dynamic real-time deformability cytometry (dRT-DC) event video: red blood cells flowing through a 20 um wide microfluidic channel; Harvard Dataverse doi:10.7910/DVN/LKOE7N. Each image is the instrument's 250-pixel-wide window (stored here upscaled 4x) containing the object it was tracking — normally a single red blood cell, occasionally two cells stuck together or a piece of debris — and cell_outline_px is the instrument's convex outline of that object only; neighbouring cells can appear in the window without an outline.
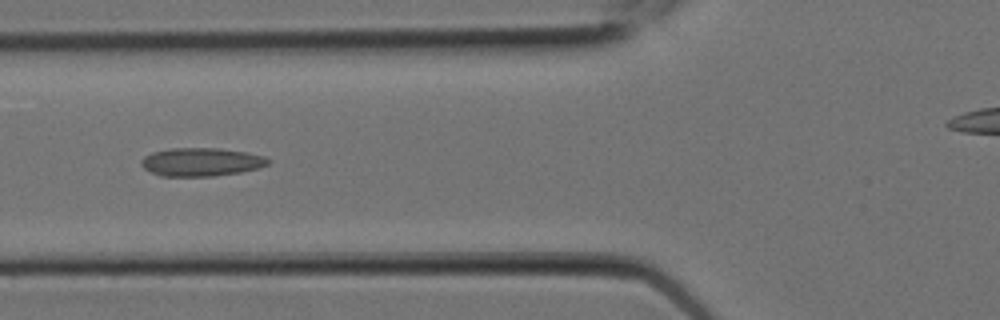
{"species": "Egyptian fruit bat (a non-hibernating species)", "species_latin": "Rousettus aegyptiacus", "temperature_condition": "room temperature", "stored_images_in_passage": 8, "camera_frame_rate_fps": 3000, "um_per_image_px": 0.085, "animal": {"sex": "female"}, "frame": {"image": 1, "passage_image": 6, "time_ms": 1.667, "image_size_px": [1000, 320], "cell_outline_px": [[272, 160], [268, 164], [260, 168], [240, 172], [212, 176], [160, 176], [144, 168], [140, 164], [140, 160], [144, 156], [152, 152], [172, 148], [216, 148], [244, 152], [264, 156]], "centroid_in_image_um": [17.1, 13.77], "position_along_channel_um": 108.7, "area_um2": 20.92}}
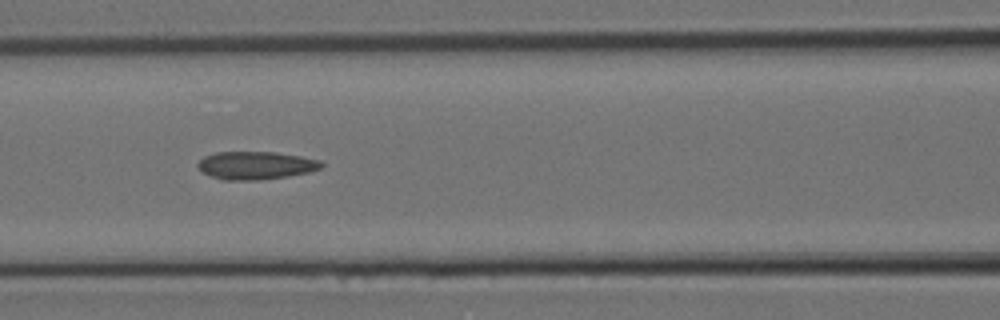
{"frame": {"image": 2, "passage_image": 7, "time_ms": 2.0, "image_size_px": [1000, 320], "cell_outline_px": [[324, 164], [320, 168], [308, 172], [288, 176], [260, 180], [224, 180], [212, 176], [204, 172], [196, 164], [204, 156], [216, 152], [276, 152], [300, 156], [320, 160]], "centroid_in_image_um": [21.75, 14.05], "position_along_channel_um": 144.8, "area_um2": 20.0}}
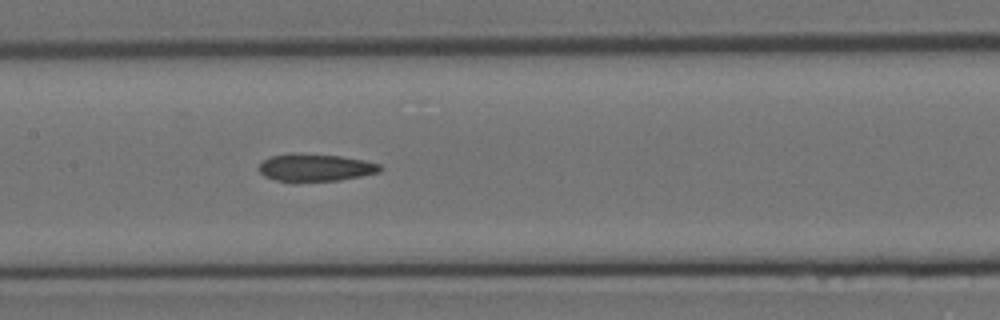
{"frame": {"image": 3, "passage_image": 8, "time_ms": 2.333, "image_size_px": [1000, 320], "cell_outline_px": [[384, 168], [380, 172], [340, 180], [296, 184], [276, 180], [264, 176], [260, 172], [260, 160], [268, 156], [292, 152], [296, 152], [340, 156], [364, 160], [380, 164]], "centroid_in_image_um": [26.75, 14.26], "position_along_channel_um": 180.6, "area_um2": 20.29}}